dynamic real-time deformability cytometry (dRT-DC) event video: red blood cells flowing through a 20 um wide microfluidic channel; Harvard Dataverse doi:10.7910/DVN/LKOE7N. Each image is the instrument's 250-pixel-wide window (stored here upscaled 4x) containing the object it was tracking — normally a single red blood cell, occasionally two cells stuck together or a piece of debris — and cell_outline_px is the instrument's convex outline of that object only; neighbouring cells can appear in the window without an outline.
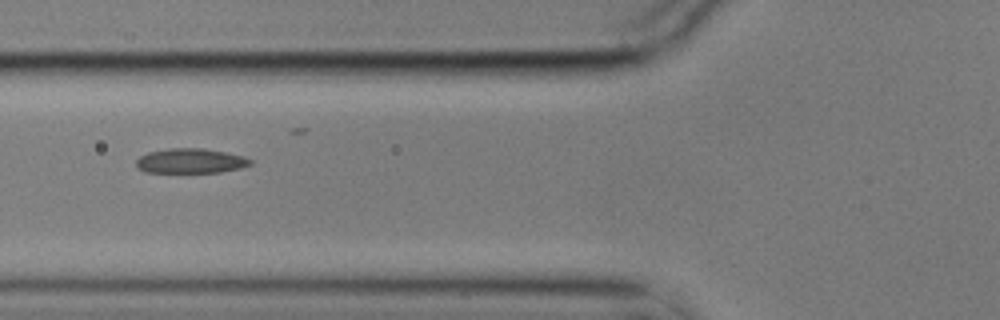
{"species": "common noctule bat (a hibernating species)", "species_latin": "Nyctalus noctula", "temperature_condition": "cold", "stored_images_in_passage": 7, "camera_frame_rate_fps": 3000, "um_per_image_px": 0.085, "animal": {"sex": "male", "body_mass_g": 17.9}, "frame": {"image": 1, "passage_image": 6, "time_ms": 1.667, "image_size_px": [1000, 320], "cell_outline_px": [[252, 164], [240, 168], [220, 172], [144, 172], [136, 168], [136, 160], [140, 156], [148, 152], [168, 148], [204, 148], [244, 156], [252, 160]], "centroid_in_image_um": [16.18, 13.67], "position_along_channel_um": 109.6, "area_um2": 16.53}}
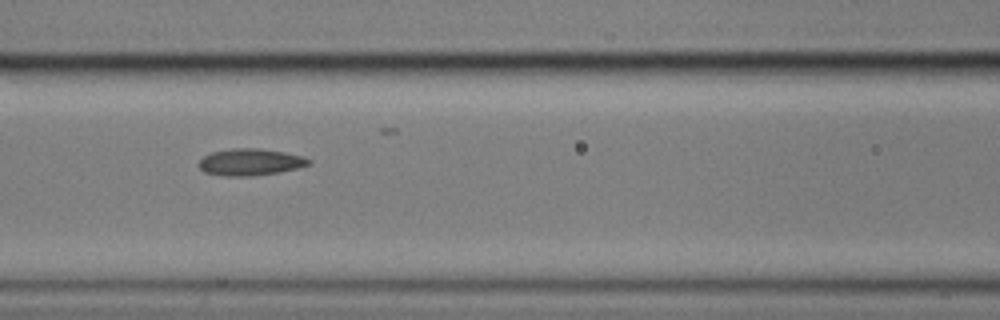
{"frame": {"image": 2, "passage_image": 7, "time_ms": 2.0, "image_size_px": [1000, 320], "cell_outline_px": [[312, 164], [280, 172], [252, 176], [224, 176], [204, 172], [200, 168], [200, 160], [204, 156], [212, 152], [232, 148], [260, 148], [284, 152], [304, 156], [312, 160]], "centroid_in_image_um": [21.32, 13.77], "position_along_channel_um": 145.3, "area_um2": 17.22}}